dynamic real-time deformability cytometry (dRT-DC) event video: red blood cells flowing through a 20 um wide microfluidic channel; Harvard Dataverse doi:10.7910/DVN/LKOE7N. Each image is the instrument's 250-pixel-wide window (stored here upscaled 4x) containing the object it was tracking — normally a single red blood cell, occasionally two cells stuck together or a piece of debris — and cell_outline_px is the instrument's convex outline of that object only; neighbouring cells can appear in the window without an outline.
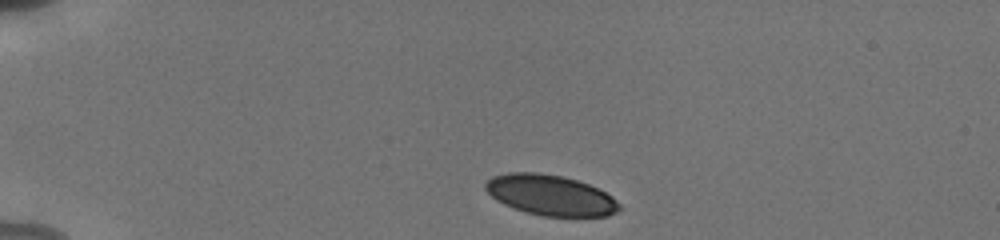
{"species": "human", "species_latin": "Homo sapiens", "temperature_condition": "cold", "stored_images_in_passage": 35, "camera_frame_rate_fps": 3000, "um_per_image_px": 0.085, "donor": {"sex": "male"}, "frame": {"image": 1, "passage_image": 1, "time_ms": 0.0, "image_size_px": [1000, 240], "cell_outline_px": [[620, 208], [616, 212], [608, 216], [544, 216], [524, 212], [512, 208], [496, 200], [484, 188], [484, 184], [492, 176], [508, 172], [536, 172], [560, 176], [576, 180], [588, 184], [612, 196], [620, 204]], "centroid_in_image_um": [46.76, 16.59], "position_along_channel_um": 38.2, "area_um2": 31.5}}
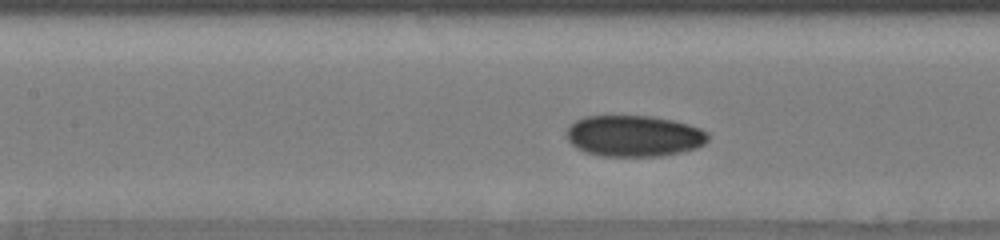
{"frame": {"image": 2, "passage_image": 13, "time_ms": 4.667, "image_size_px": [1000, 240], "cell_outline_px": [[708, 140], [704, 144], [696, 148], [680, 152], [660, 156], [600, 156], [584, 152], [576, 148], [568, 140], [568, 124], [584, 116], [652, 116], [672, 120], [688, 124], [700, 128], [708, 132]], "centroid_in_image_um": [53.88, 11.55], "position_along_channel_um": 153.5, "area_um2": 34.1}}
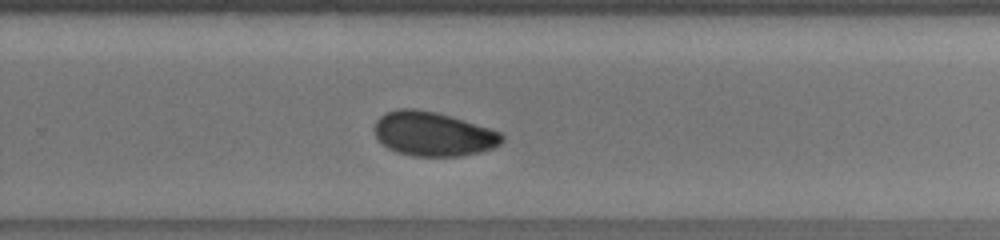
{"frame": {"image": 3, "passage_image": 22, "time_ms": 8.333, "image_size_px": [1000, 240], "cell_outline_px": [[504, 140], [500, 144], [492, 148], [480, 152], [460, 156], [412, 156], [396, 152], [388, 148], [376, 140], [376, 120], [384, 112], [396, 108], [416, 108], [436, 112], [452, 116], [500, 132], [504, 136]], "centroid_in_image_um": [36.79, 11.38], "position_along_channel_um": 293.0, "area_um2": 33.06}, "authors_computed_cell_mechanics": {"area_um2": 33.0616, "velocity_mm_per_s": 3.8199, "shape_relaxation_time_tau1_ms": null, "shape_relaxation_time_tau2_ms": 2.7567, "deformation_change_tau1": null, "deformation_change_tau2": 0.053}}